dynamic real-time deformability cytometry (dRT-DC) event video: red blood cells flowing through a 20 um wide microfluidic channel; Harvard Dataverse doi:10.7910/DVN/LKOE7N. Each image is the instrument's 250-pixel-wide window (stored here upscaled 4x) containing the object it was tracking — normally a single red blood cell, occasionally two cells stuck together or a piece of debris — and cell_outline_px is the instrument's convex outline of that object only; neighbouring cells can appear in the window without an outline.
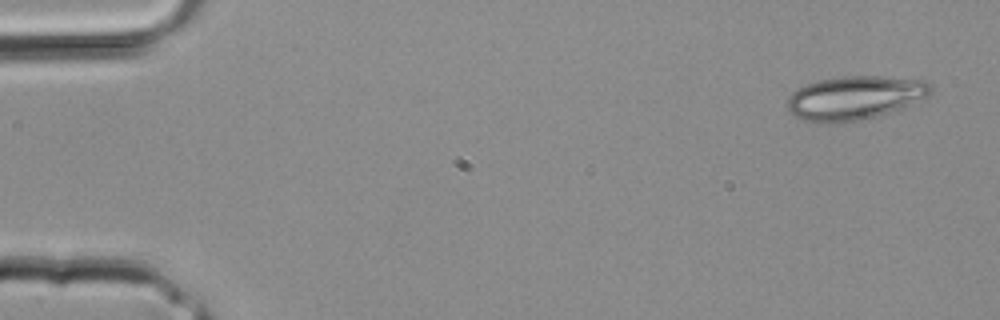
{"species": "common noctule bat (a hibernating species)", "species_latin": "Nyctalus noctula", "temperature_condition": "room temperature", "stored_images_in_passage": 31, "camera_frame_rate_fps": 3000, "um_per_image_px": 0.085, "animal": {"sex": "male", "body_mass_g": 20.4}, "frame": {"image": 1, "passage_image": 1, "time_ms": 0.0, "image_size_px": [1000, 320], "cell_outline_px": [[932, 92], [928, 96], [900, 108], [876, 116], [836, 124], [816, 124], [800, 120], [788, 108], [788, 96], [796, 88], [820, 80], [844, 76], [880, 76], [924, 80], [932, 84]], "centroid_in_image_um": [72.62, 8.32], "position_along_channel_um": 12.4, "area_um2": 36.65}}
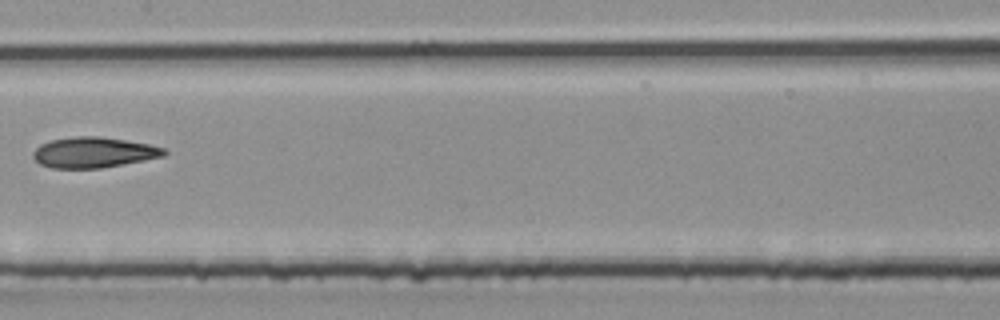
{"frame": {"image": 2, "passage_image": 17, "time_ms": 5.333, "image_size_px": [1000, 320], "cell_outline_px": [[168, 152], [164, 156], [144, 160], [100, 168], [52, 168], [40, 164], [32, 156], [32, 152], [40, 144], [52, 140], [76, 136], [100, 136], [148, 144], [164, 148]], "centroid_in_image_um": [7.94, 12.95], "position_along_channel_um": 199.5, "area_um2": 23.18}}
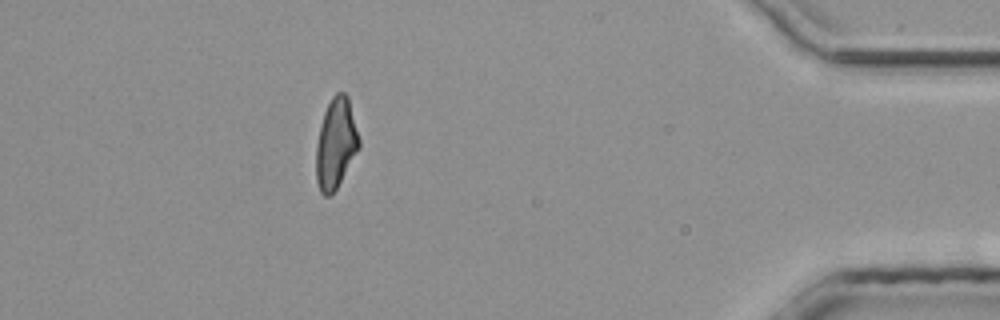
{"frame": {"image": 3, "passage_image": 30, "time_ms": 9.667, "image_size_px": [1000, 320], "cell_outline_px": [[360, 148], [336, 188], [328, 196], [324, 196], [320, 192], [316, 180], [316, 144], [324, 112], [332, 96], [336, 92], [344, 92], [348, 96], [360, 140]], "centroid_in_image_um": [28.55, 12.19], "position_along_channel_um": 406.7, "area_um2": 22.48}}